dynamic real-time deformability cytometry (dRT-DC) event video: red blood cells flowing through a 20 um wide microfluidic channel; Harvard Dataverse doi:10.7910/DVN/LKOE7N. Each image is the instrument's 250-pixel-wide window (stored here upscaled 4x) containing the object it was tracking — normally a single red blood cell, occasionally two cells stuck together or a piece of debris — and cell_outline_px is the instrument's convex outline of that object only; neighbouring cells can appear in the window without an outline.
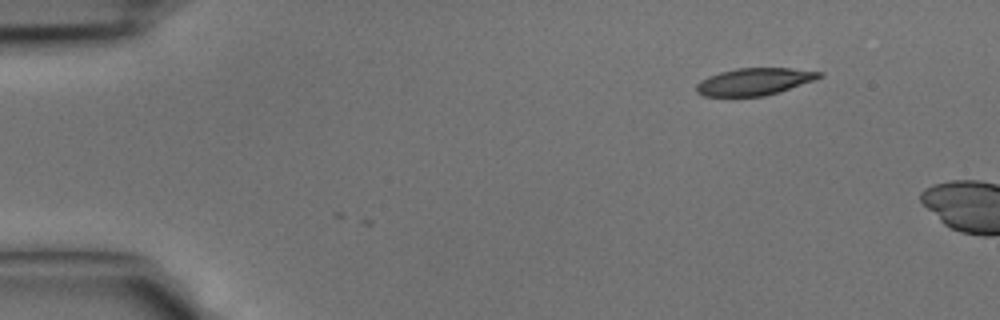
{"species": "common noctule bat (a hibernating species)", "species_latin": "Nyctalus noctula", "temperature_condition": "cold", "stored_images_in_passage": 6, "camera_frame_rate_fps": 3000, "um_per_image_px": 0.085, "animal": {"sex": "male", "body_mass_g": 15.6}, "frame": {"image": 1, "passage_image": 6, "time_ms": 1.667, "image_size_px": [1000, 320], "cell_outline_px": [[824, 76], [780, 92], [764, 96], [704, 96], [696, 92], [696, 84], [700, 80], [708, 76], [720, 72], [736, 68], [788, 68], [824, 72]], "centroid_in_image_um": [64.11, 6.93], "position_along_channel_um": 20.9, "area_um2": 19.48}}